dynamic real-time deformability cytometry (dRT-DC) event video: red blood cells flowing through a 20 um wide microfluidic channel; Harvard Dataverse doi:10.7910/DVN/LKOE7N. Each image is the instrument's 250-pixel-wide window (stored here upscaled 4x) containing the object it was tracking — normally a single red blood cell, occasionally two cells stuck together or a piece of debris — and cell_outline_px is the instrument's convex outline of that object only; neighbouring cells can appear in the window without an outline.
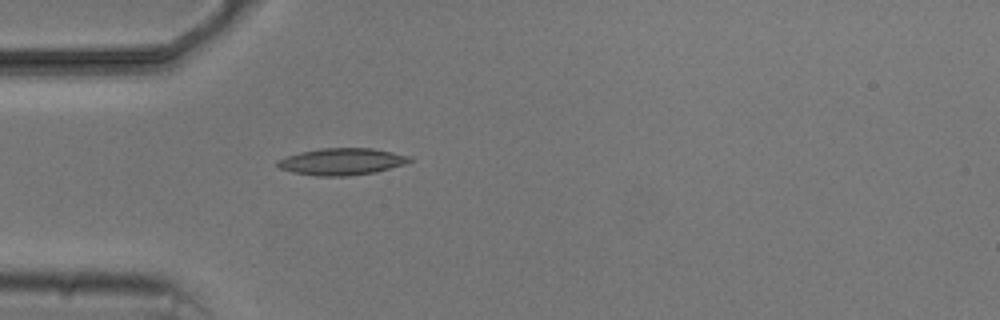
{"species": "common noctule bat (a hibernating species)", "species_latin": "Nyctalus noctula", "temperature_condition": "cold", "stored_images_in_passage": 5, "camera_frame_rate_fps": 3000, "um_per_image_px": 0.085, "animal": {"sex": "male", "body_mass_g": 20.5, "forearm_length_mm": 52.5}, "frame": {"image": 1, "passage_image": 5, "time_ms": 4.667, "image_size_px": [1000, 320], "cell_outline_px": [[412, 160], [404, 164], [376, 172], [348, 176], [316, 176], [292, 172], [280, 168], [276, 164], [276, 160], [300, 152], [320, 148], [372, 148], [412, 156]], "centroid_in_image_um": [29.05, 13.73], "position_along_channel_um": 56.0, "area_um2": 20.69}}